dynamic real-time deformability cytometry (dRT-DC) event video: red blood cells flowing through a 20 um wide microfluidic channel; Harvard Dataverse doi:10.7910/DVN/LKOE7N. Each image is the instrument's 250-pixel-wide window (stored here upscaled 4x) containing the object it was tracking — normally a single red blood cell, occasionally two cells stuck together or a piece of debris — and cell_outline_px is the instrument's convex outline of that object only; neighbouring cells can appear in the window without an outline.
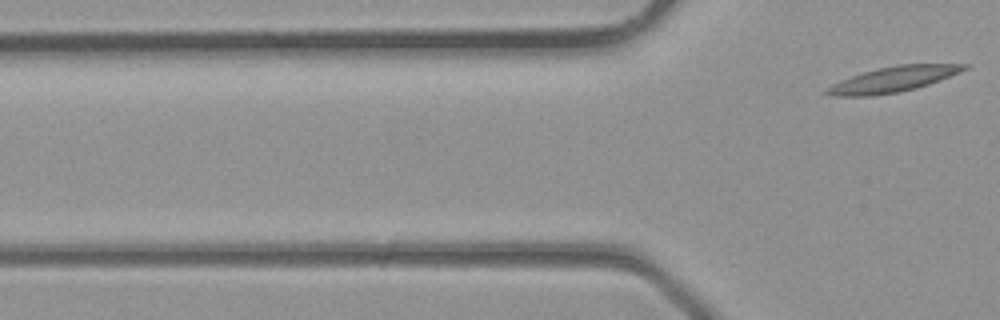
{"species": "common noctule bat (a hibernating species)", "species_latin": "Nyctalus noctula", "temperature_condition": "room temperature", "stored_images_in_passage": 3, "camera_frame_rate_fps": 3000, "um_per_image_px": 0.085, "animal": {"sex": "male", "body_mass_g": 23.1, "forearm_length_mm": 52.7}, "frame": {"image": 1, "passage_image": 3, "time_ms": 0.667, "image_size_px": [1000, 320], "cell_outline_px": [[968, 68], [960, 72], [928, 84], [916, 88], [900, 92], [872, 96], [832, 96], [824, 92], [832, 84], [840, 80], [864, 72], [880, 68], [900, 64], [968, 64]], "centroid_in_image_um": [75.91, 6.75], "position_along_channel_um": 49.9, "area_um2": 20.06}}